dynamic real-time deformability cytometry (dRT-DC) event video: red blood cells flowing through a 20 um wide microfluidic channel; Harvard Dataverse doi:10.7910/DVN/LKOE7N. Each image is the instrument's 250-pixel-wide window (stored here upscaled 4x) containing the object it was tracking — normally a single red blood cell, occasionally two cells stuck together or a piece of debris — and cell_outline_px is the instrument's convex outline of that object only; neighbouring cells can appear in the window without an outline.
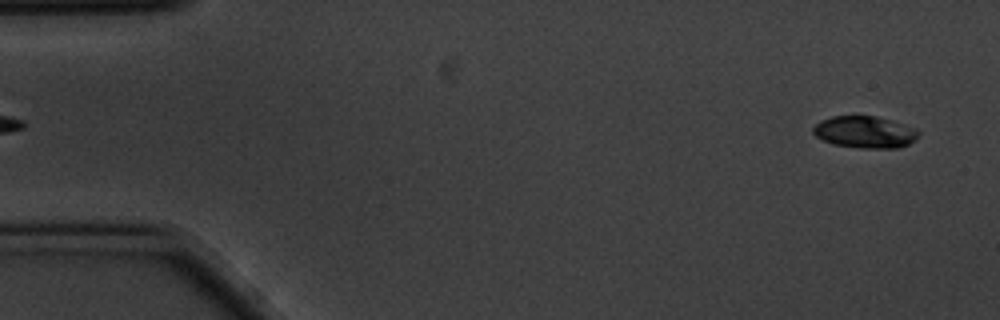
{"species": "common noctule bat (a hibernating species)", "species_latin": "Nyctalus noctula", "temperature_condition": "cold", "stored_images_in_passage": 56, "camera_frame_rate_fps": 3000, "um_per_image_px": 0.085, "animal": {"sex": "male", "body_mass_g": 20.1, "forearm_length_mm": 53.5}, "frame": {"image": 1, "passage_image": 2, "time_ms": 0.333, "image_size_px": [1000, 320], "cell_outline_px": [[920, 132], [916, 140], [900, 148], [860, 148], [832, 144], [816, 136], [812, 132], [812, 128], [820, 120], [832, 116], [876, 116], [904, 124], [916, 128]], "centroid_in_image_um": [73.53, 11.23], "position_along_channel_um": 11.5, "area_um2": 19.71}}
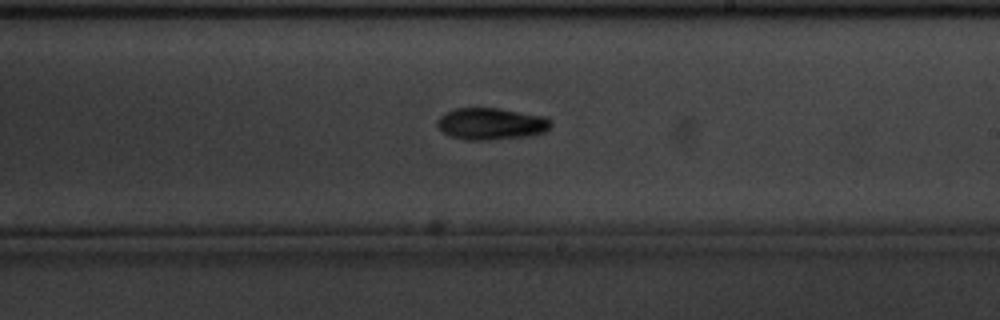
{"frame": {"image": 2, "passage_image": 32, "time_ms": 10.333, "image_size_px": [1000, 320], "cell_outline_px": [[552, 124], [544, 132], [532, 136], [484, 140], [468, 140], [448, 136], [436, 124], [436, 120], [440, 116], [456, 108], [496, 108], [544, 116], [552, 120]], "centroid_in_image_um": [41.75, 10.53], "position_along_channel_um": 247.2, "area_um2": 21.04}}
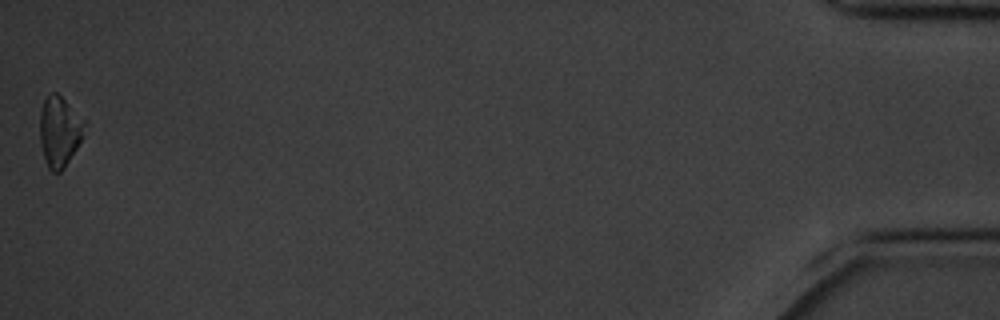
{"frame": {"image": 3, "passage_image": 56, "time_ms": 18.333, "image_size_px": [1000, 320], "cell_outline_px": [[84, 124], [80, 140], [76, 148], [64, 168], [60, 172], [52, 172], [48, 168], [40, 144], [40, 112], [44, 100], [52, 92], [56, 92], [84, 120]], "centroid_in_image_um": [5.01, 11.19], "position_along_channel_um": 430.2, "area_um2": 17.74}, "authors_computed_cell_mechanics": {"area_um2": 19.4208, "velocity_mm_per_s": 3.4842, "shape_relaxation_time_tau1_ms": 2.4742, "shape_relaxation_time_tau2_ms": null, "deformation_change_tau1": 0.1177, "deformation_change_tau2": null}}